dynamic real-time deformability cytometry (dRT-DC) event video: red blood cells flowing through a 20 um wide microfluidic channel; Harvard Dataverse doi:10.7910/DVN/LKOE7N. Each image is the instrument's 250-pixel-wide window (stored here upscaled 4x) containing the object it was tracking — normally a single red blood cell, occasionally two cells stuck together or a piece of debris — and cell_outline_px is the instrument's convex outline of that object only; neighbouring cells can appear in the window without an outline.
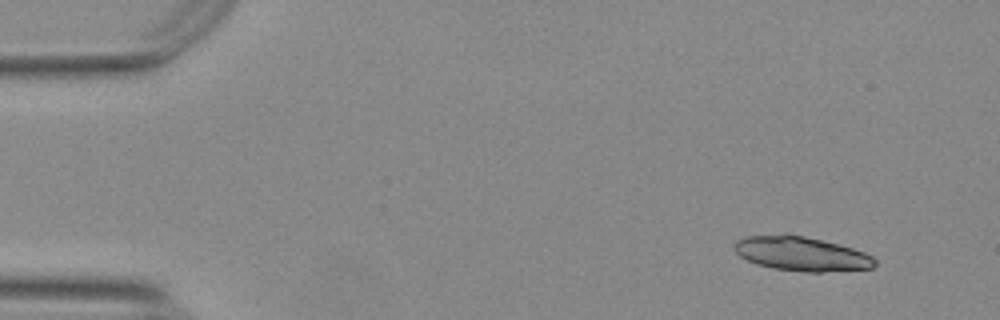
{"species": "Egyptian fruit bat (a non-hibernating species)", "species_latin": "Rousettus aegyptiacus", "temperature_condition": "warm", "stored_images_in_passage": 15, "camera_frame_rate_fps": 3000, "um_per_image_px": 0.085, "animal": {"sex": "female"}, "frame": {"image": 1, "passage_image": 1, "time_ms": 0.0, "image_size_px": [1000, 320], "cell_outline_px": [[876, 264], [872, 268], [820, 272], [804, 272], [772, 268], [756, 264], [740, 256], [732, 248], [732, 244], [736, 240], [744, 236], [784, 232], [804, 236], [852, 248], [864, 252], [872, 256], [876, 260]], "centroid_in_image_um": [68.04, 21.55], "position_along_channel_um": 17.0, "area_um2": 28.44}}
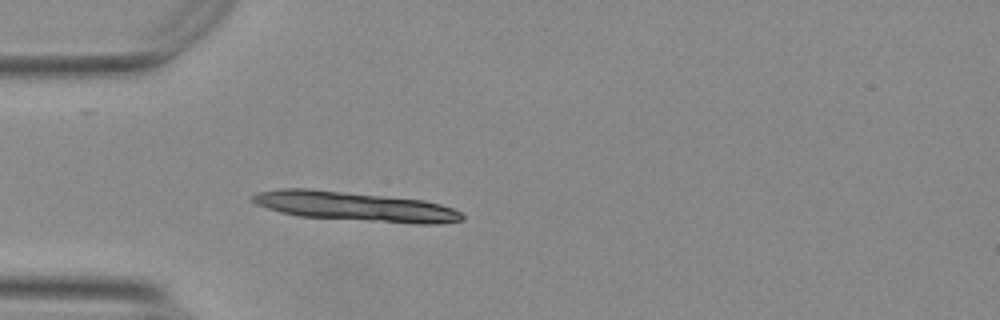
{"frame": {"image": 2, "passage_image": 12, "time_ms": 3.667, "image_size_px": [1000, 320], "cell_outline_px": [[464, 220], [440, 224], [416, 224], [296, 216], [280, 212], [256, 204], [248, 196], [256, 192], [280, 188], [308, 188], [424, 200], [440, 204], [452, 208], [460, 212], [464, 216]], "centroid_in_image_um": [30.15, 17.55], "position_along_channel_um": 54.8, "area_um2": 36.13}}